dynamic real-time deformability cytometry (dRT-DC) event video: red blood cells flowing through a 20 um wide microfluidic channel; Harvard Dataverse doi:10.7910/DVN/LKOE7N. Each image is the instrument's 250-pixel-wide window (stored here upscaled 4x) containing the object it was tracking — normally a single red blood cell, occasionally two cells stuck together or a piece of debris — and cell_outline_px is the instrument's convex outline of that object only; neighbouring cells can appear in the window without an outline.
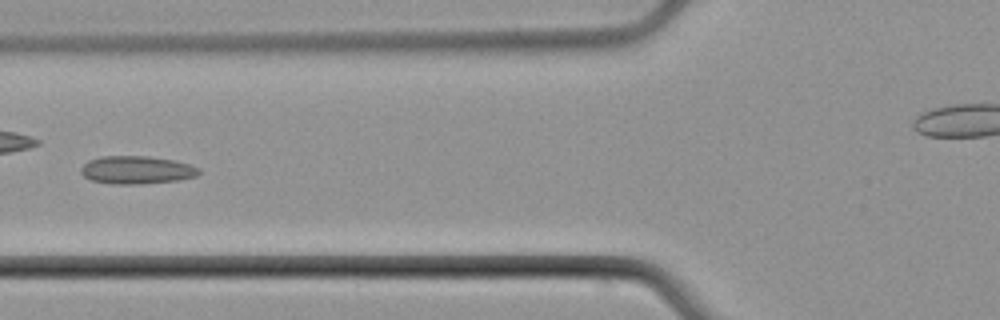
{"species": "common noctule bat (a hibernating species)", "species_latin": "Nyctalus noctula", "temperature_condition": "cold", "stored_images_in_passage": 7, "camera_frame_rate_fps": 3000, "um_per_image_px": 0.085, "animal": {"sex": "male", "body_mass_g": 21.5, "forearm_length_mm": 52.0}, "frame": {"image": 1, "passage_image": 7, "time_ms": 7.333, "image_size_px": [1000, 320], "cell_outline_px": [[200, 172], [196, 176], [176, 180], [140, 184], [112, 184], [92, 180], [84, 176], [80, 172], [80, 168], [88, 160], [100, 156], [148, 156], [176, 160], [200, 168]], "centroid_in_image_um": [11.6, 14.43], "position_along_channel_um": 114.2, "area_um2": 19.25}}